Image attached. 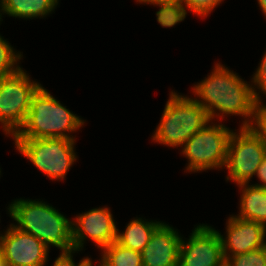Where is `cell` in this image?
Instances as JSON below:
<instances>
[{
  "label": "cell",
  "mask_w": 266,
  "mask_h": 266,
  "mask_svg": "<svg viewBox=\"0 0 266 266\" xmlns=\"http://www.w3.org/2000/svg\"><path fill=\"white\" fill-rule=\"evenodd\" d=\"M249 86L223 65L216 64L212 74L193 90L203 99L196 101L207 111L210 119L216 116V110L222 114L252 117L254 103L260 98L254 87Z\"/></svg>",
  "instance_id": "6da1fadb"
},
{
  "label": "cell",
  "mask_w": 266,
  "mask_h": 266,
  "mask_svg": "<svg viewBox=\"0 0 266 266\" xmlns=\"http://www.w3.org/2000/svg\"><path fill=\"white\" fill-rule=\"evenodd\" d=\"M11 217L23 232L32 234L48 248L54 245L61 251L73 249L72 221L55 208L41 201L16 200L8 208Z\"/></svg>",
  "instance_id": "7a4b0ae2"
},
{
  "label": "cell",
  "mask_w": 266,
  "mask_h": 266,
  "mask_svg": "<svg viewBox=\"0 0 266 266\" xmlns=\"http://www.w3.org/2000/svg\"><path fill=\"white\" fill-rule=\"evenodd\" d=\"M84 121L61 105L42 86L33 94L22 129L14 139L68 138L64 132L77 130Z\"/></svg>",
  "instance_id": "3957f363"
},
{
  "label": "cell",
  "mask_w": 266,
  "mask_h": 266,
  "mask_svg": "<svg viewBox=\"0 0 266 266\" xmlns=\"http://www.w3.org/2000/svg\"><path fill=\"white\" fill-rule=\"evenodd\" d=\"M207 111L188 97L171 93L165 105L161 123L153 140L167 146H180L210 122Z\"/></svg>",
  "instance_id": "277c9868"
},
{
  "label": "cell",
  "mask_w": 266,
  "mask_h": 266,
  "mask_svg": "<svg viewBox=\"0 0 266 266\" xmlns=\"http://www.w3.org/2000/svg\"><path fill=\"white\" fill-rule=\"evenodd\" d=\"M74 139H15V145L38 169L52 179H64L76 160Z\"/></svg>",
  "instance_id": "5b68a950"
},
{
  "label": "cell",
  "mask_w": 266,
  "mask_h": 266,
  "mask_svg": "<svg viewBox=\"0 0 266 266\" xmlns=\"http://www.w3.org/2000/svg\"><path fill=\"white\" fill-rule=\"evenodd\" d=\"M22 69L0 78V122L6 134L15 135L25 122L33 94L41 86Z\"/></svg>",
  "instance_id": "8992f818"
},
{
  "label": "cell",
  "mask_w": 266,
  "mask_h": 266,
  "mask_svg": "<svg viewBox=\"0 0 266 266\" xmlns=\"http://www.w3.org/2000/svg\"><path fill=\"white\" fill-rule=\"evenodd\" d=\"M224 125L207 124L189 138L183 154L189 159L187 170L202 171L225 166L231 133Z\"/></svg>",
  "instance_id": "52a82bcc"
},
{
  "label": "cell",
  "mask_w": 266,
  "mask_h": 266,
  "mask_svg": "<svg viewBox=\"0 0 266 266\" xmlns=\"http://www.w3.org/2000/svg\"><path fill=\"white\" fill-rule=\"evenodd\" d=\"M239 134V135H238ZM231 133L227 148L225 166L229 176L238 184L248 183L266 156V144L248 127H241L240 133Z\"/></svg>",
  "instance_id": "ba28073f"
},
{
  "label": "cell",
  "mask_w": 266,
  "mask_h": 266,
  "mask_svg": "<svg viewBox=\"0 0 266 266\" xmlns=\"http://www.w3.org/2000/svg\"><path fill=\"white\" fill-rule=\"evenodd\" d=\"M178 266H225L220 233L197 226L188 242L181 240Z\"/></svg>",
  "instance_id": "9c48e42d"
},
{
  "label": "cell",
  "mask_w": 266,
  "mask_h": 266,
  "mask_svg": "<svg viewBox=\"0 0 266 266\" xmlns=\"http://www.w3.org/2000/svg\"><path fill=\"white\" fill-rule=\"evenodd\" d=\"M48 250L41 240L15 225L0 235V253L11 266H44Z\"/></svg>",
  "instance_id": "30bf717a"
},
{
  "label": "cell",
  "mask_w": 266,
  "mask_h": 266,
  "mask_svg": "<svg viewBox=\"0 0 266 266\" xmlns=\"http://www.w3.org/2000/svg\"><path fill=\"white\" fill-rule=\"evenodd\" d=\"M76 218L71 223L73 249L82 248L86 236L102 249L116 241L118 229L108 208L91 209Z\"/></svg>",
  "instance_id": "8fae6325"
},
{
  "label": "cell",
  "mask_w": 266,
  "mask_h": 266,
  "mask_svg": "<svg viewBox=\"0 0 266 266\" xmlns=\"http://www.w3.org/2000/svg\"><path fill=\"white\" fill-rule=\"evenodd\" d=\"M266 234V226L249 220H243L237 216L229 218L227 223V237L222 240V248L224 257L235 256L247 253L263 246ZM230 251L228 254L227 251Z\"/></svg>",
  "instance_id": "7c38bea8"
},
{
  "label": "cell",
  "mask_w": 266,
  "mask_h": 266,
  "mask_svg": "<svg viewBox=\"0 0 266 266\" xmlns=\"http://www.w3.org/2000/svg\"><path fill=\"white\" fill-rule=\"evenodd\" d=\"M179 236L168 224L161 223L141 252L143 266H178Z\"/></svg>",
  "instance_id": "4fadbf2b"
},
{
  "label": "cell",
  "mask_w": 266,
  "mask_h": 266,
  "mask_svg": "<svg viewBox=\"0 0 266 266\" xmlns=\"http://www.w3.org/2000/svg\"><path fill=\"white\" fill-rule=\"evenodd\" d=\"M243 188L241 197V210L238 218L261 223L266 226V188L246 186L247 183L238 184Z\"/></svg>",
  "instance_id": "5bb4252c"
},
{
  "label": "cell",
  "mask_w": 266,
  "mask_h": 266,
  "mask_svg": "<svg viewBox=\"0 0 266 266\" xmlns=\"http://www.w3.org/2000/svg\"><path fill=\"white\" fill-rule=\"evenodd\" d=\"M160 222H145L141 219L132 220L124 233L117 232L116 242L123 247L142 252L149 243L150 237Z\"/></svg>",
  "instance_id": "9a60e30c"
},
{
  "label": "cell",
  "mask_w": 266,
  "mask_h": 266,
  "mask_svg": "<svg viewBox=\"0 0 266 266\" xmlns=\"http://www.w3.org/2000/svg\"><path fill=\"white\" fill-rule=\"evenodd\" d=\"M1 10L13 17L34 18L49 14L58 0H1Z\"/></svg>",
  "instance_id": "2e32d148"
},
{
  "label": "cell",
  "mask_w": 266,
  "mask_h": 266,
  "mask_svg": "<svg viewBox=\"0 0 266 266\" xmlns=\"http://www.w3.org/2000/svg\"><path fill=\"white\" fill-rule=\"evenodd\" d=\"M103 250L100 266H143L141 252L123 247L116 241Z\"/></svg>",
  "instance_id": "e0dca14e"
},
{
  "label": "cell",
  "mask_w": 266,
  "mask_h": 266,
  "mask_svg": "<svg viewBox=\"0 0 266 266\" xmlns=\"http://www.w3.org/2000/svg\"><path fill=\"white\" fill-rule=\"evenodd\" d=\"M160 6V10L156 13L157 21L163 27H172L178 22L184 20L186 10L183 3L179 2H165L156 3Z\"/></svg>",
  "instance_id": "ac0fdd59"
},
{
  "label": "cell",
  "mask_w": 266,
  "mask_h": 266,
  "mask_svg": "<svg viewBox=\"0 0 266 266\" xmlns=\"http://www.w3.org/2000/svg\"><path fill=\"white\" fill-rule=\"evenodd\" d=\"M225 258V266H266V246Z\"/></svg>",
  "instance_id": "d6986e66"
},
{
  "label": "cell",
  "mask_w": 266,
  "mask_h": 266,
  "mask_svg": "<svg viewBox=\"0 0 266 266\" xmlns=\"http://www.w3.org/2000/svg\"><path fill=\"white\" fill-rule=\"evenodd\" d=\"M21 59L20 54H15L12 47L0 36V78L18 72L21 68L14 65Z\"/></svg>",
  "instance_id": "ffe728a7"
},
{
  "label": "cell",
  "mask_w": 266,
  "mask_h": 266,
  "mask_svg": "<svg viewBox=\"0 0 266 266\" xmlns=\"http://www.w3.org/2000/svg\"><path fill=\"white\" fill-rule=\"evenodd\" d=\"M261 101H255L253 106L254 121L245 120L242 127H248L257 137H259L266 144V106L260 104ZM257 125V126H256ZM257 127V128H256Z\"/></svg>",
  "instance_id": "44dd1931"
},
{
  "label": "cell",
  "mask_w": 266,
  "mask_h": 266,
  "mask_svg": "<svg viewBox=\"0 0 266 266\" xmlns=\"http://www.w3.org/2000/svg\"><path fill=\"white\" fill-rule=\"evenodd\" d=\"M222 0H181V3H185V5L196 12L200 16H206L209 12H211L216 5L220 4Z\"/></svg>",
  "instance_id": "7402d4cb"
},
{
  "label": "cell",
  "mask_w": 266,
  "mask_h": 266,
  "mask_svg": "<svg viewBox=\"0 0 266 266\" xmlns=\"http://www.w3.org/2000/svg\"><path fill=\"white\" fill-rule=\"evenodd\" d=\"M72 251H79L76 249H71L69 251H62L61 255L55 260L53 266H92V261L90 258H85L80 261L78 265H75L73 261V256H71Z\"/></svg>",
  "instance_id": "603a6c76"
},
{
  "label": "cell",
  "mask_w": 266,
  "mask_h": 266,
  "mask_svg": "<svg viewBox=\"0 0 266 266\" xmlns=\"http://www.w3.org/2000/svg\"><path fill=\"white\" fill-rule=\"evenodd\" d=\"M253 81L266 95V53L253 77Z\"/></svg>",
  "instance_id": "cb8c5ba5"
},
{
  "label": "cell",
  "mask_w": 266,
  "mask_h": 266,
  "mask_svg": "<svg viewBox=\"0 0 266 266\" xmlns=\"http://www.w3.org/2000/svg\"><path fill=\"white\" fill-rule=\"evenodd\" d=\"M257 177L260 181H262V184L253 185L256 187L266 188V156L262 159L261 164L256 170Z\"/></svg>",
  "instance_id": "d4e9b609"
},
{
  "label": "cell",
  "mask_w": 266,
  "mask_h": 266,
  "mask_svg": "<svg viewBox=\"0 0 266 266\" xmlns=\"http://www.w3.org/2000/svg\"><path fill=\"white\" fill-rule=\"evenodd\" d=\"M139 2H144V3H151L155 5L156 3H165V2H179L181 0H137Z\"/></svg>",
  "instance_id": "484cf974"
},
{
  "label": "cell",
  "mask_w": 266,
  "mask_h": 266,
  "mask_svg": "<svg viewBox=\"0 0 266 266\" xmlns=\"http://www.w3.org/2000/svg\"><path fill=\"white\" fill-rule=\"evenodd\" d=\"M258 3L263 11V13L266 16V0H258Z\"/></svg>",
  "instance_id": "4316f807"
},
{
  "label": "cell",
  "mask_w": 266,
  "mask_h": 266,
  "mask_svg": "<svg viewBox=\"0 0 266 266\" xmlns=\"http://www.w3.org/2000/svg\"><path fill=\"white\" fill-rule=\"evenodd\" d=\"M0 266H11L1 253H0Z\"/></svg>",
  "instance_id": "83f0119b"
}]
</instances>
